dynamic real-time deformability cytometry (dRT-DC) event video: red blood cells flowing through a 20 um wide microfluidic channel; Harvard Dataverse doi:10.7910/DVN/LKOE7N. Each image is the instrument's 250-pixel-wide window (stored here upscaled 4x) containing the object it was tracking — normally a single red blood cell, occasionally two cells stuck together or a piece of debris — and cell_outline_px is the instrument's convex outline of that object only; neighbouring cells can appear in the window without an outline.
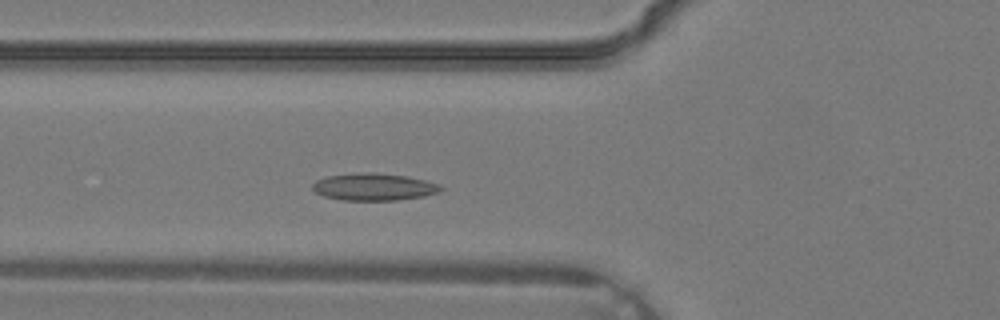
{"species": "common noctule bat (a hibernating species)", "species_latin": "Nyctalus noctula", "temperature_condition": "warm", "stored_images_in_passage": 23, "camera_frame_rate_fps": 3000, "um_per_image_px": 0.085, "animal": {"sex": "male", "body_mass_g": 19.2, "forearm_length_mm": 51.8}, "frame": {"image": 1, "passage_image": 2, "time_ms": 0.333, "image_size_px": [1000, 320], "cell_outline_px": [[444, 188], [440, 192], [424, 196], [396, 200], [344, 200], [324, 196], [316, 192], [312, 188], [312, 184], [316, 180], [328, 176], [364, 172], [372, 172], [408, 176], [440, 184]], "centroid_in_image_um": [31.81, 15.88], "position_along_channel_um": 94.0, "area_um2": 20.29}}
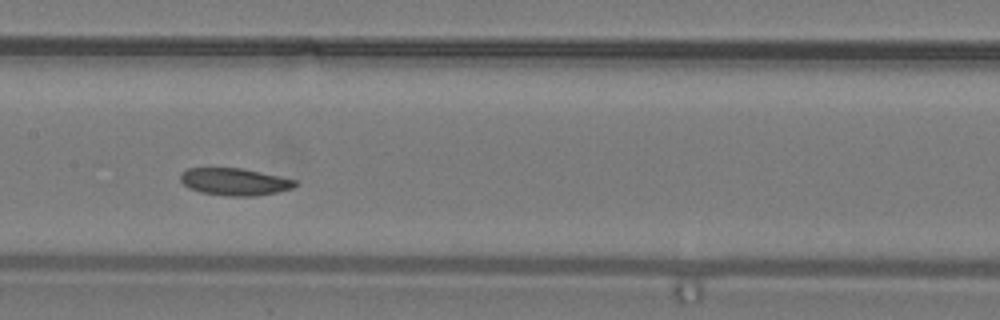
{"frame": {"image": 2, "passage_image": 7, "time_ms": 2.0, "image_size_px": [1000, 320], "cell_outline_px": [[296, 184], [292, 188], [276, 192], [256, 196], [228, 196], [200, 192], [188, 188], [180, 180], [180, 172], [188, 168], [244, 168], [296, 180]], "centroid_in_image_um": [19.9, 15.44], "position_along_channel_um": 187.5, "area_um2": 18.21}}
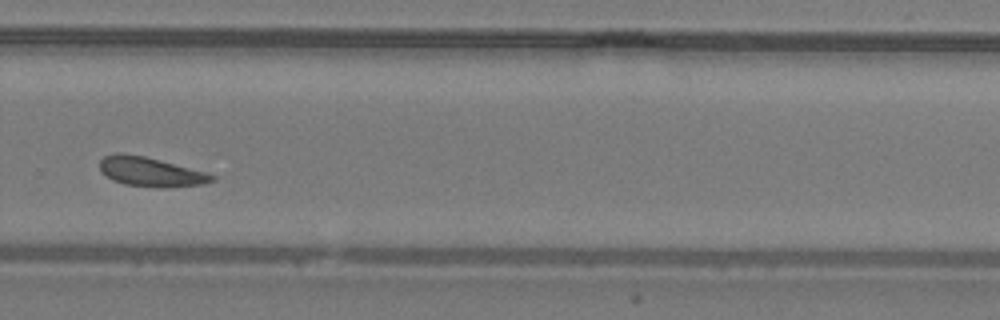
{"frame": {"image": 3, "passage_image": 14, "time_ms": 4.333, "image_size_px": [1000, 320], "cell_outline_px": [[216, 180], [204, 184], [164, 188], [124, 184], [112, 180], [100, 168], [100, 160], [104, 156], [116, 152], [120, 152], [144, 156], [204, 172], [216, 176]], "centroid_in_image_um": [12.8, 14.61], "position_along_channel_um": 317.0, "area_um2": 18.96}}